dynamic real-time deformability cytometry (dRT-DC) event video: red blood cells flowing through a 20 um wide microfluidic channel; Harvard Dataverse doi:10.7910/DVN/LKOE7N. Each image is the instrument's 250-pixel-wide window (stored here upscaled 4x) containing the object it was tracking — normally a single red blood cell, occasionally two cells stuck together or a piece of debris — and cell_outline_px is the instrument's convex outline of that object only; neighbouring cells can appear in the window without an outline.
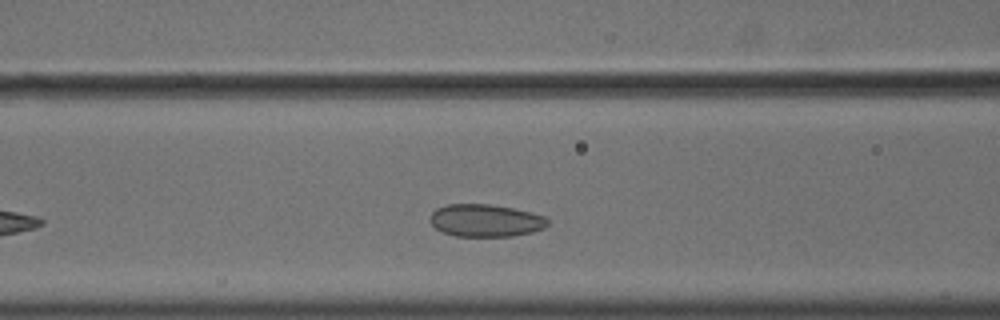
{"species": "common noctule bat (a hibernating species)", "species_latin": "Nyctalus noctula", "temperature_condition": "cold", "stored_images_in_passage": 35, "camera_frame_rate_fps": 3000, "um_per_image_px": 0.085, "animal": {"sex": "male", "body_mass_g": 18.8}, "frame": {"image": 1, "passage_image": 10, "time_ms": 3.0, "image_size_px": [1000, 320], "cell_outline_px": [[548, 224], [544, 228], [532, 232], [512, 236], [456, 236], [444, 232], [436, 228], [428, 220], [428, 216], [436, 208], [448, 204], [488, 204], [512, 208], [532, 212], [544, 216], [548, 220]], "centroid_in_image_um": [41.25, 18.74], "position_along_channel_um": 125.3, "area_um2": 22.31}}
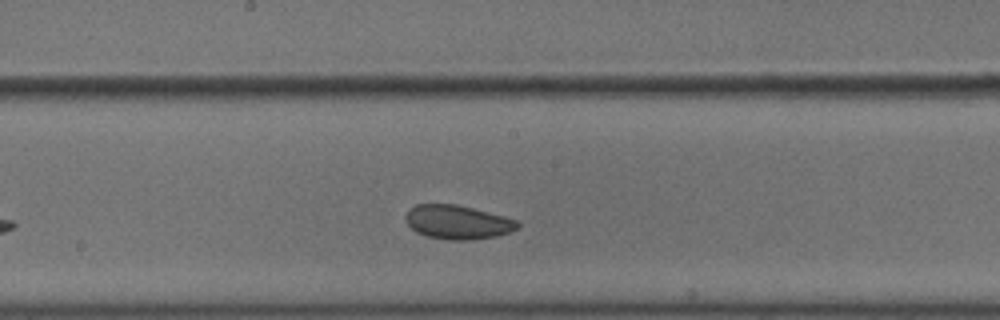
{"frame": {"image": 2, "passage_image": 17, "time_ms": 5.333, "image_size_px": [1000, 320], "cell_outline_px": [[520, 224], [516, 228], [508, 232], [496, 236], [472, 240], [448, 240], [428, 236], [416, 232], [404, 220], [404, 216], [416, 204], [456, 204], [504, 216], [516, 220]], "centroid_in_image_um": [38.87, 18.88], "position_along_channel_um": 209.3, "area_um2": 21.96}}
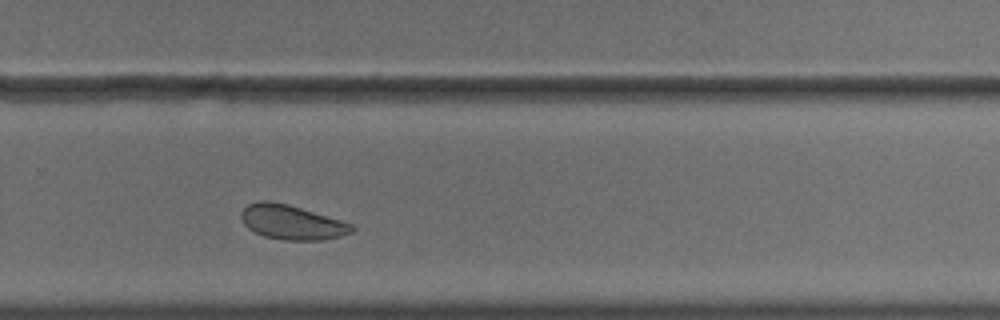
{"frame": {"image": 3, "passage_image": 25, "time_ms": 8.0, "image_size_px": [1000, 320], "cell_outline_px": [[356, 228], [352, 232], [340, 236], [324, 240], [284, 240], [264, 236], [248, 228], [244, 224], [240, 216], [240, 212], [248, 204], [260, 200], [268, 200], [288, 204], [340, 220], [352, 224]], "centroid_in_image_um": [24.78, 18.89], "position_along_channel_um": 305.0, "area_um2": 22.2}, "authors_computed_cell_mechanics": {"area_um2": 22.253, "velocity_mm_per_s": 3.5972, "shape_relaxation_time_tau1_ms": 7.8432, "shape_relaxation_time_tau2_ms": 9.634, "deformation_change_tau1": 0.0629, "deformation_change_tau2": 0.1027}}